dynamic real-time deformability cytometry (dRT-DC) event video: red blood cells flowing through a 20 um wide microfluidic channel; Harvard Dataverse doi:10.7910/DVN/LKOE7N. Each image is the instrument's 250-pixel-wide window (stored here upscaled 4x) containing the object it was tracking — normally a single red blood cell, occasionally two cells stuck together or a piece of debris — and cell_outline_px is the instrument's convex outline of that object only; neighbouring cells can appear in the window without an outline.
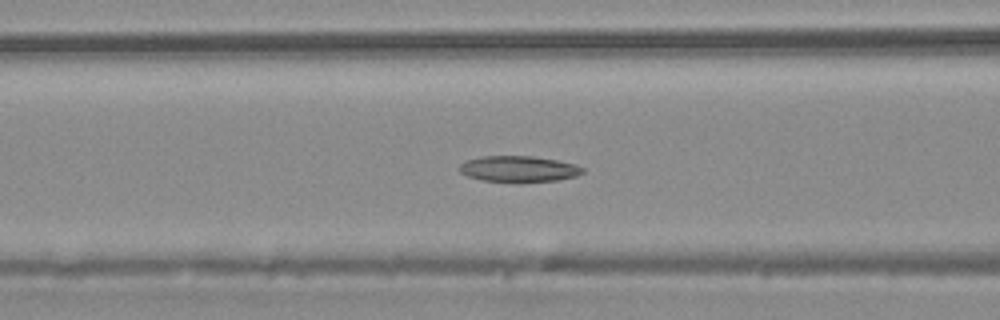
{"species": "common noctule bat (a hibernating species)", "species_latin": "Nyctalus noctula", "temperature_condition": "warm", "stored_images_in_passage": 31, "camera_frame_rate_fps": 3000, "um_per_image_px": 0.085, "animal": {"sex": "male", "body_mass_g": 20.4}, "frame": {"image": 1, "passage_image": 4, "time_ms": 1.0, "image_size_px": [1000, 320], "cell_outline_px": [[584, 172], [576, 176], [556, 180], [520, 184], [480, 180], [468, 176], [460, 172], [460, 164], [464, 160], [480, 156], [532, 156], [556, 160], [576, 164], [584, 168]], "centroid_in_image_um": [44.07, 14.38], "position_along_channel_um": 122.5, "area_um2": 19.25}}
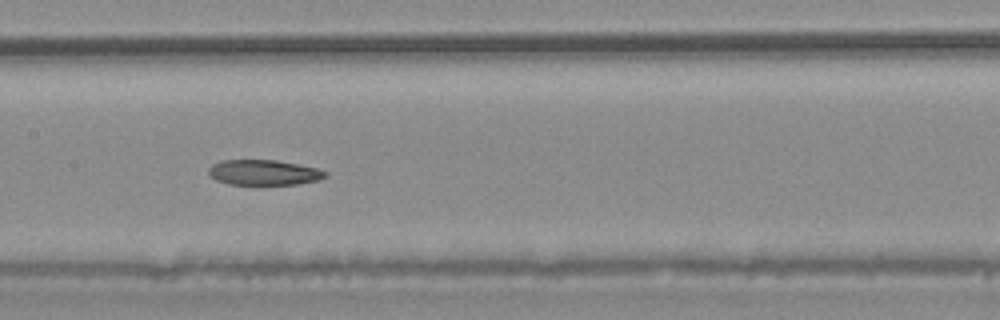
{"frame": {"image": 2, "passage_image": 8, "time_ms": 2.333, "image_size_px": [1000, 320], "cell_outline_px": [[328, 176], [320, 180], [296, 184], [260, 188], [228, 184], [216, 180], [208, 176], [208, 168], [212, 164], [220, 160], [276, 160], [316, 168], [328, 172]], "centroid_in_image_um": [22.39, 14.72], "position_along_channel_um": 185.0, "area_um2": 18.26}}
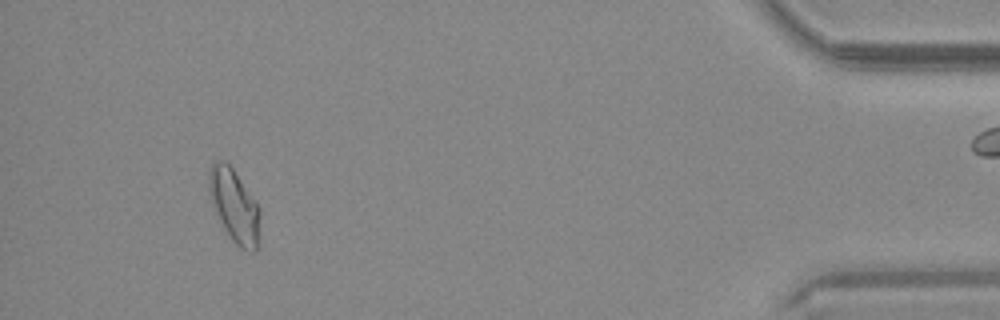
{"frame": {"image": 3, "passage_image": 27, "time_ms": 8.667, "image_size_px": [1000, 320], "cell_outline_px": [[260, 216], [256, 252], [252, 252], [240, 248], [232, 240], [224, 228], [212, 204], [208, 192], [208, 172], [212, 160], [224, 160], [232, 168], [260, 208]], "centroid_in_image_um": [19.89, 17.46], "position_along_channel_um": 415.3, "area_um2": 21.62}}